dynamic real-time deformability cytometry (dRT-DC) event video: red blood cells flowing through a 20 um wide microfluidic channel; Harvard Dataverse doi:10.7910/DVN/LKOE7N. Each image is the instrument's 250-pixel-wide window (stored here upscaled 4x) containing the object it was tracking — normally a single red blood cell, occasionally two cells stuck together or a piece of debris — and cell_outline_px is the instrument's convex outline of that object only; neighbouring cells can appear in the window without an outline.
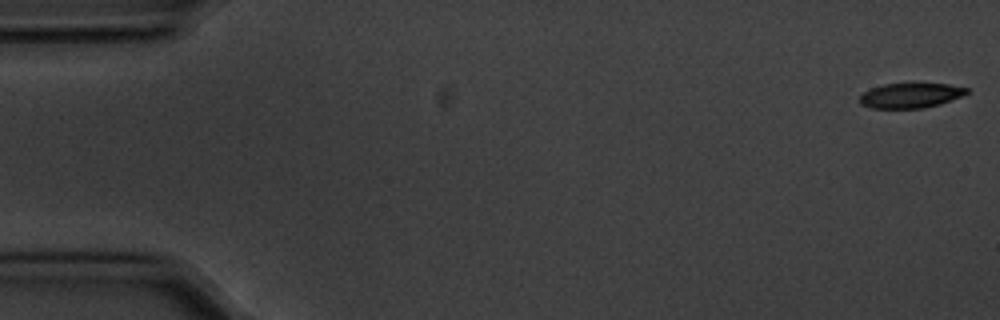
{"species": "common noctule bat (a hibernating species)", "species_latin": "Nyctalus noctula", "temperature_condition": "cold", "stored_images_in_passage": 56, "camera_frame_rate_fps": 3000, "um_per_image_px": 0.085, "animal": {"sex": "male", "body_mass_g": 20.1, "forearm_length_mm": 53.5}, "frame": {"image": 1, "passage_image": 1, "time_ms": 0.0, "image_size_px": [1000, 320], "cell_outline_px": [[968, 92], [960, 96], [940, 104], [924, 108], [872, 108], [860, 104], [860, 96], [864, 92], [872, 88], [884, 84], [948, 84], [968, 88]], "centroid_in_image_um": [77.38, 8.12], "position_along_channel_um": 7.6, "area_um2": 15.26}}
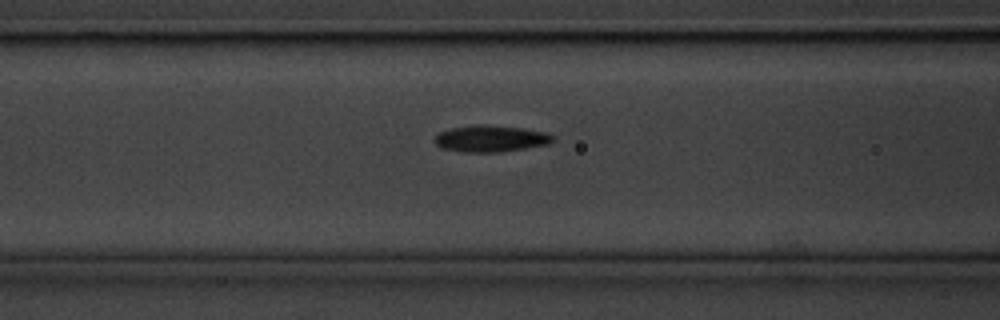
{"frame": {"image": 2, "passage_image": 22, "time_ms": 7.0, "image_size_px": [1000, 320], "cell_outline_px": [[552, 140], [548, 144], [524, 148], [496, 152], [464, 152], [440, 148], [432, 140], [440, 132], [452, 128], [480, 124], [484, 124], [524, 128], [548, 132], [552, 136]], "centroid_in_image_um": [41.68, 11.77], "position_along_channel_um": 124.9, "area_um2": 18.21}}
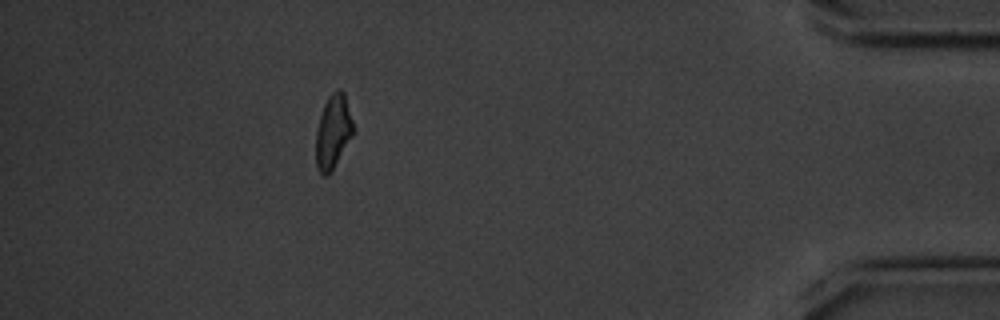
{"frame": {"image": 3, "passage_image": 50, "time_ms": 16.333, "image_size_px": [1000, 320], "cell_outline_px": [[352, 136], [328, 176], [324, 176], [316, 168], [316, 128], [324, 104], [328, 96], [336, 88], [340, 88], [344, 92], [352, 120]], "centroid_in_image_um": [28.28, 11.17], "position_along_channel_um": 406.9, "area_um2": 15.9}, "authors_computed_cell_mechanics": {"area_um2": 17.1377, "velocity_mm_per_s": 3.5668, "shape_relaxation_time_tau1_ms": 3.0611, "shape_relaxation_time_tau2_ms": 9.044, "deformation_change_tau1": 0.1224, "deformation_change_tau2": 0.1613}}